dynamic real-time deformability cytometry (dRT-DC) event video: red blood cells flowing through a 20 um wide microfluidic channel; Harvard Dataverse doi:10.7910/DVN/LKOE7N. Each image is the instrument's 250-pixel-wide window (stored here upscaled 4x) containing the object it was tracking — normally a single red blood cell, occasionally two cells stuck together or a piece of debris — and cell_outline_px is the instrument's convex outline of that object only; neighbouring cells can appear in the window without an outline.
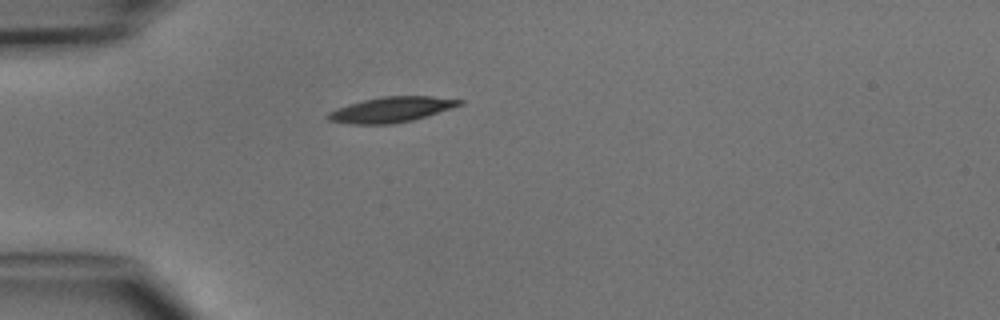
{"species": "common noctule bat (a hibernating species)", "species_latin": "Nyctalus noctula", "temperature_condition": "cold", "stored_images_in_passage": 1, "camera_frame_rate_fps": 3000, "um_per_image_px": 0.085, "animal": {"sex": "male", "body_mass_g": 15.6}, "frame": {"image": 1, "passage_image": 1, "time_ms": 0.0, "image_size_px": [1000, 320], "cell_outline_px": [[464, 104], [452, 108], [412, 120], [392, 124], [352, 124], [328, 120], [324, 116], [328, 112], [336, 108], [348, 104], [380, 96], [432, 96], [464, 100]], "centroid_in_image_um": [33.24, 9.31], "position_along_channel_um": 51.8, "area_um2": 19.48}}